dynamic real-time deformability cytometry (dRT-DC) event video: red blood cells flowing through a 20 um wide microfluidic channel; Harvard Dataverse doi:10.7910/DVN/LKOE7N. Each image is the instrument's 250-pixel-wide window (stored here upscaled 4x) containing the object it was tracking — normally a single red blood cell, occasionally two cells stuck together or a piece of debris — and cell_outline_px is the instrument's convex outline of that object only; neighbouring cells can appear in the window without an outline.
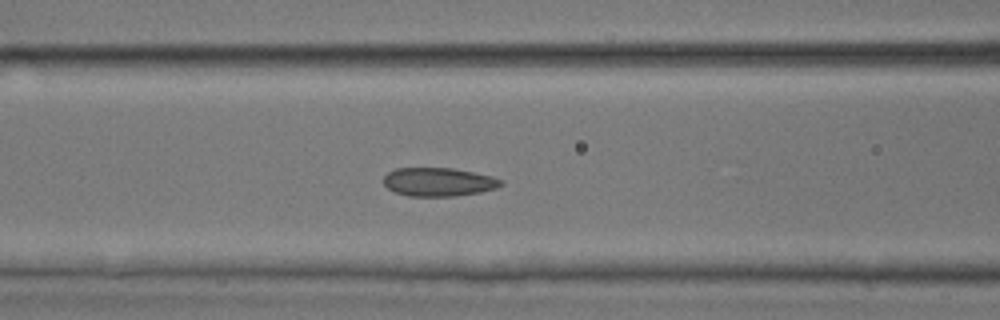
{"species": "common noctule bat (a hibernating species)", "species_latin": "Nyctalus noctula", "temperature_condition": "room temperature", "stored_images_in_passage": 20, "camera_frame_rate_fps": 3000, "um_per_image_px": 0.085, "animal": {"sex": "male", "body_mass_g": 17.9, "forearm_length_mm": 54.2}, "frame": {"image": 1, "passage_image": 16, "time_ms": 5.0, "image_size_px": [1000, 320], "cell_outline_px": [[504, 184], [496, 188], [480, 192], [456, 196], [408, 196], [396, 192], [388, 188], [384, 184], [384, 176], [388, 172], [396, 168], [452, 168], [492, 176], [504, 180]], "centroid_in_image_um": [37.3, 15.46], "position_along_channel_um": 129.3, "area_um2": 19.54}}
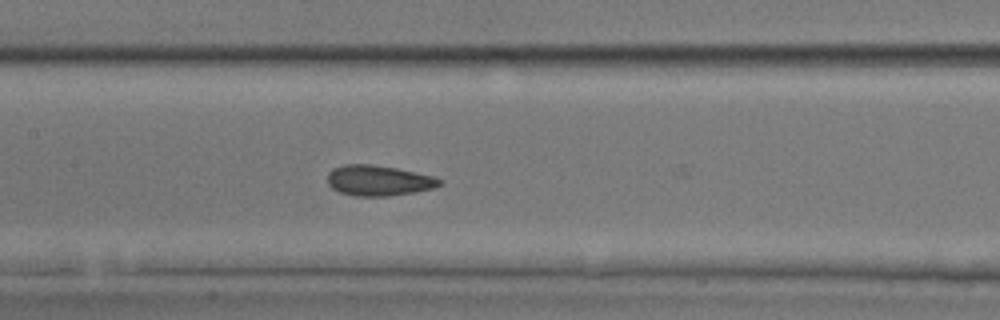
{"frame": {"image": 2, "passage_image": 19, "time_ms": 6.0, "image_size_px": [1000, 320], "cell_outline_px": [[444, 180], [436, 188], [416, 192], [388, 196], [356, 196], [340, 192], [332, 188], [328, 184], [328, 172], [332, 168], [344, 164], [372, 164], [396, 168], [432, 176]], "centroid_in_image_um": [32.18, 15.34], "position_along_channel_um": 175.2, "area_um2": 20.0}}